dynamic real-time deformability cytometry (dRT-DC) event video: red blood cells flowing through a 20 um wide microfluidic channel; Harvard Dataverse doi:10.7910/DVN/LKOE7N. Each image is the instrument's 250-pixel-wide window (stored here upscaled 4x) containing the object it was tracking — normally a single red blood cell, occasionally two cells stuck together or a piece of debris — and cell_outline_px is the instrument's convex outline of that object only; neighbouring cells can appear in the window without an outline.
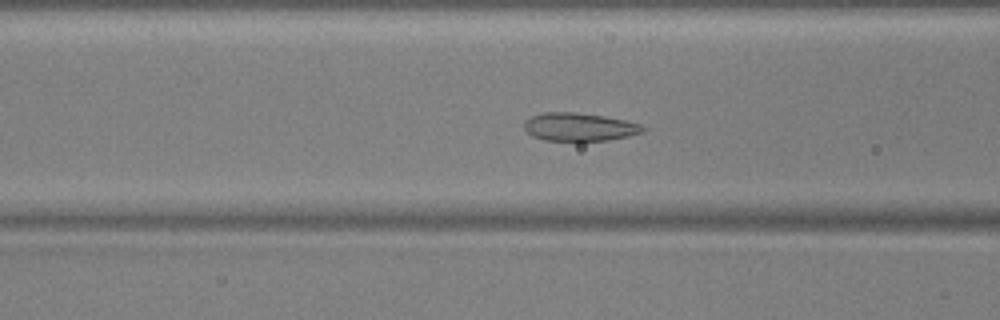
{"species": "common noctule bat (a hibernating species)", "species_latin": "Nyctalus noctula", "temperature_condition": "warm", "stored_images_in_passage": 55, "camera_frame_rate_fps": 3000, "um_per_image_px": 0.085, "animal": {"sex": "male", "body_mass_g": 17.9, "forearm_length_mm": 54.2}, "frame": {"image": 1, "passage_image": 23, "time_ms": 7.333, "image_size_px": [1000, 320], "cell_outline_px": [[644, 132], [628, 136], [608, 140], [576, 144], [544, 140], [532, 136], [524, 128], [524, 120], [532, 116], [544, 112], [576, 112], [604, 116], [624, 120], [640, 124], [644, 128]], "centroid_in_image_um": [49.21, 10.84], "position_along_channel_um": 117.4, "area_um2": 20.23}}
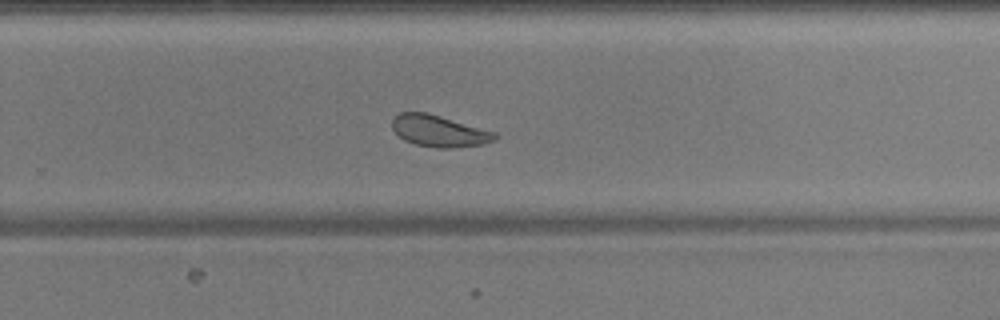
{"frame": {"image": 2, "passage_image": 37, "time_ms": 12.0, "image_size_px": [1000, 320], "cell_outline_px": [[496, 140], [484, 144], [452, 148], [436, 148], [416, 144], [404, 140], [392, 128], [392, 120], [400, 112], [424, 112], [440, 116], [496, 132]], "centroid_in_image_um": [37.33, 11.14], "position_along_channel_um": 292.5, "area_um2": 18.73}}
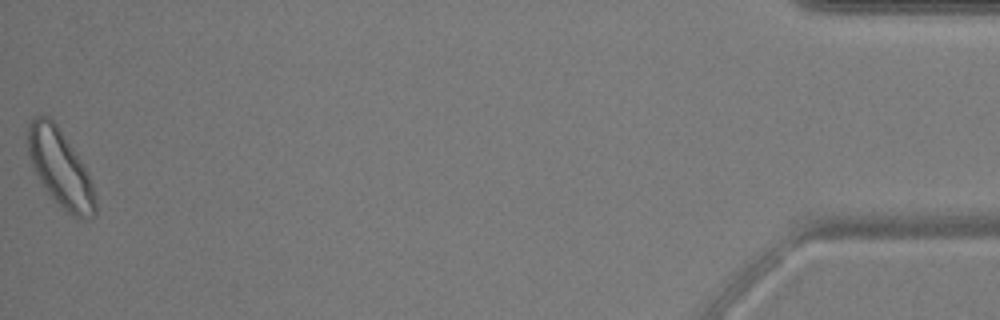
{"frame": {"image": 3, "passage_image": 55, "time_ms": 18.0, "image_size_px": [1000, 320], "cell_outline_px": [[96, 216], [88, 220], [80, 220], [68, 212], [44, 188], [32, 164], [28, 152], [28, 124], [36, 116], [48, 116], [56, 124], [88, 172], [92, 184], [96, 200]], "centroid_in_image_um": [5.15, 14.34], "position_along_channel_um": 430.0, "area_um2": 29.71}, "authors_computed_cell_mechanics": {"area_um2": 21.5594, "velocity_mm_per_s": 3.7636, "shape_relaxation_time_tau1_ms": 2.289, "shape_relaxation_time_tau2_ms": 1.3928, "deformation_change_tau1": 0.0654, "deformation_change_tau2": 0.065}}